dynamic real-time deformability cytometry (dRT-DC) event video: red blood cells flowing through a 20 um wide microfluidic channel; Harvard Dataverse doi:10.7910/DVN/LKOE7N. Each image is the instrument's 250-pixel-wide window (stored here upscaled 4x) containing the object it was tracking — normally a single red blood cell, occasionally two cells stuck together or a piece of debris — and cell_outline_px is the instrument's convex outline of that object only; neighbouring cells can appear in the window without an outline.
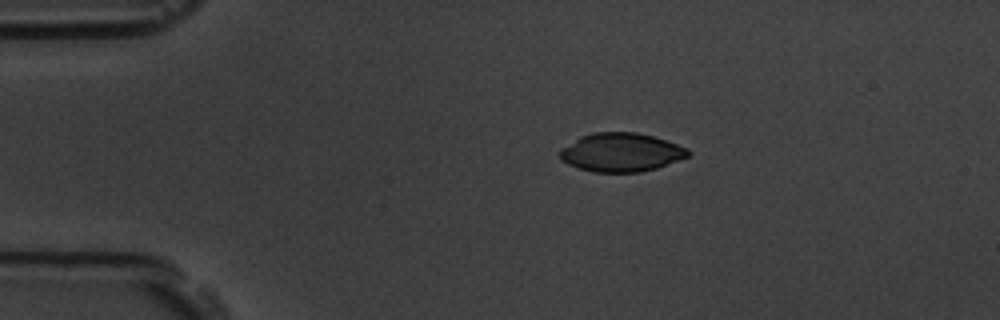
{"species": "common noctule bat (a hibernating species)", "species_latin": "Nyctalus noctula", "temperature_condition": "room temperature", "stored_images_in_passage": 14, "camera_frame_rate_fps": 3000, "um_per_image_px": 0.085, "animal": {"sex": "male", "body_mass_g": 19.5, "forearm_length_mm": 54.6}, "frame": {"image": 1, "passage_image": 1, "time_ms": 0.0, "image_size_px": [1000, 320], "cell_outline_px": [[692, 152], [688, 156], [656, 168], [640, 172], [592, 172], [568, 164], [560, 160], [560, 148], [580, 136], [592, 132], [636, 132], [652, 136], [688, 148]], "centroid_in_image_um": [52.76, 12.94], "position_along_channel_um": 32.2, "area_um2": 28.84}}
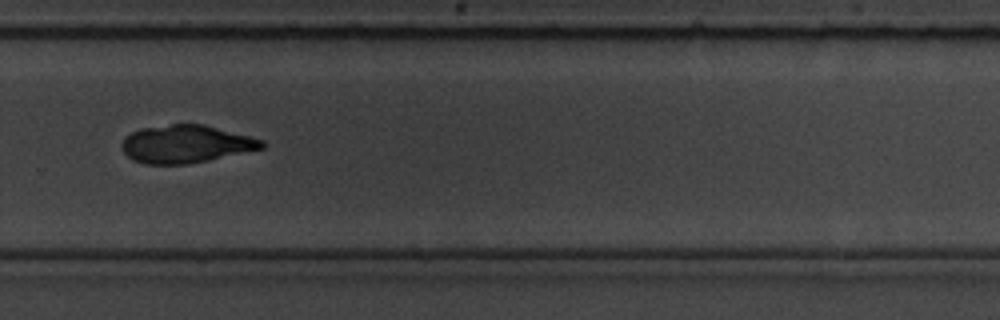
{"frame": {"image": 2, "passage_image": 9, "time_ms": 9.0, "image_size_px": [1000, 320], "cell_outline_px": [[268, 144], [264, 148], [208, 160], [188, 164], [144, 164], [132, 160], [124, 152], [120, 144], [124, 136], [140, 128], [172, 124], [204, 124], [264, 140]], "centroid_in_image_um": [15.79, 12.24], "position_along_channel_um": 314.0, "area_um2": 30.98}}
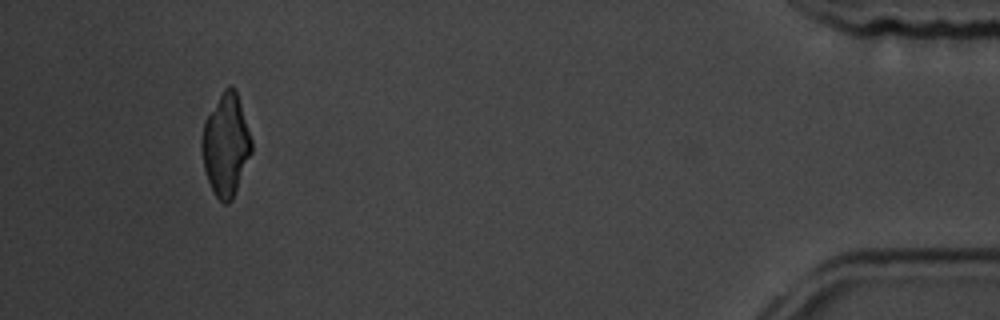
{"frame": {"image": 3, "passage_image": 13, "time_ms": 13.667, "image_size_px": [1000, 320], "cell_outline_px": [[252, 152], [232, 200], [228, 204], [224, 204], [216, 196], [208, 180], [204, 168], [200, 148], [200, 140], [204, 120], [224, 88], [228, 84], [232, 84], [236, 88], [252, 140]], "centroid_in_image_um": [19.19, 12.28], "position_along_channel_um": 416.0, "area_um2": 29.82}}